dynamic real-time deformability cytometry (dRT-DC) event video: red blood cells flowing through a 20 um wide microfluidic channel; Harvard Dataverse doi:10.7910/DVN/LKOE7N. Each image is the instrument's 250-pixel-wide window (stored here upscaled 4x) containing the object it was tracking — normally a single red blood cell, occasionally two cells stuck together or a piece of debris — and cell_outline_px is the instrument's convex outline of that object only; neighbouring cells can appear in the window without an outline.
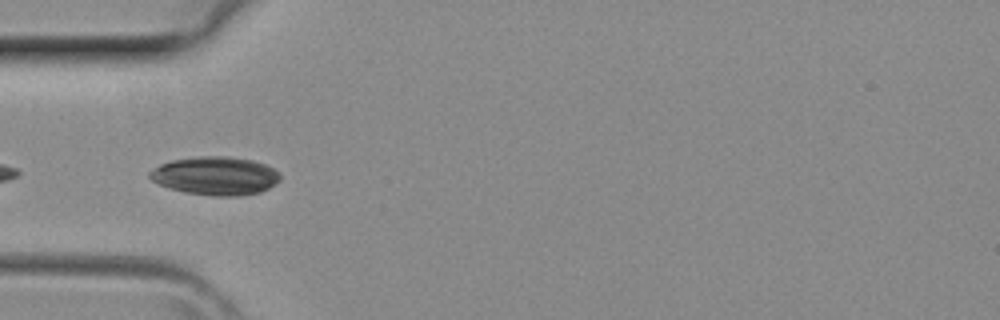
{"species": "common noctule bat (a hibernating species)", "species_latin": "Nyctalus noctula", "temperature_condition": "room temperature", "stored_images_in_passage": 36, "camera_frame_rate_fps": 3000, "um_per_image_px": 0.085, "animal": {"sex": "female", "body_mass_g": 29.2, "forearm_length_mm": 56.3}, "frame": {"image": 1, "passage_image": 12, "time_ms": 3.667, "image_size_px": [1000, 320], "cell_outline_px": [[280, 180], [268, 188], [260, 192], [240, 196], [212, 196], [184, 192], [168, 188], [152, 180], [148, 176], [148, 172], [152, 168], [160, 164], [172, 160], [200, 156], [228, 156], [252, 160], [264, 164], [280, 172]], "centroid_in_image_um": [18.29, 14.95], "position_along_channel_um": 66.7, "area_um2": 29.3}}
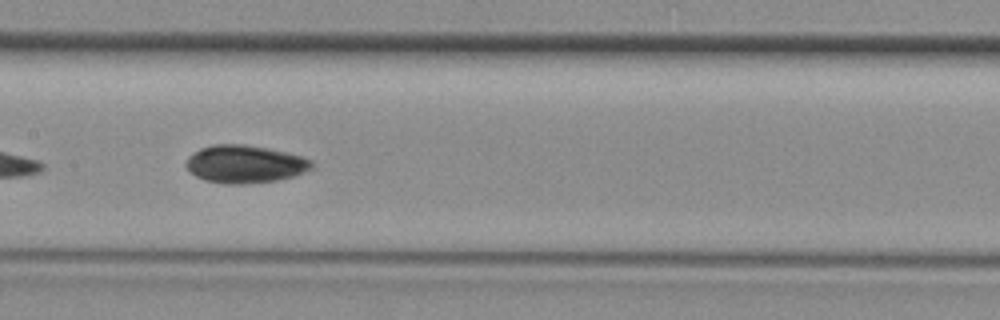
{"frame": {"image": 2, "passage_image": 19, "time_ms": 6.0, "image_size_px": [1000, 320], "cell_outline_px": [[316, 164], [312, 168], [292, 176], [276, 180], [244, 184], [224, 184], [204, 180], [196, 176], [184, 164], [188, 156], [200, 148], [212, 144], [244, 144], [268, 148], [288, 152], [312, 160]], "centroid_in_image_um": [20.8, 13.94], "position_along_channel_um": 186.6, "area_um2": 27.74}}
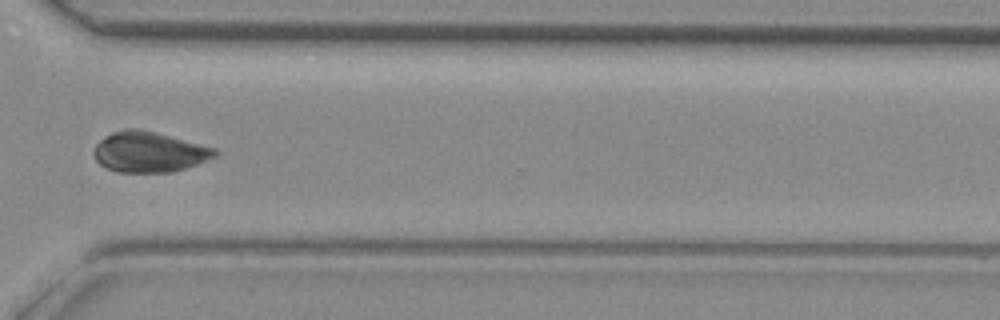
{"frame": {"image": 3, "passage_image": 29, "time_ms": 9.333, "image_size_px": [1000, 320], "cell_outline_px": [[220, 152], [216, 156], [196, 164], [172, 172], [116, 172], [100, 164], [96, 160], [92, 152], [96, 144], [104, 136], [112, 132], [124, 128], [136, 128], [216, 148]], "centroid_in_image_um": [12.64, 12.92], "position_along_channel_um": 358.0, "area_um2": 28.32}}